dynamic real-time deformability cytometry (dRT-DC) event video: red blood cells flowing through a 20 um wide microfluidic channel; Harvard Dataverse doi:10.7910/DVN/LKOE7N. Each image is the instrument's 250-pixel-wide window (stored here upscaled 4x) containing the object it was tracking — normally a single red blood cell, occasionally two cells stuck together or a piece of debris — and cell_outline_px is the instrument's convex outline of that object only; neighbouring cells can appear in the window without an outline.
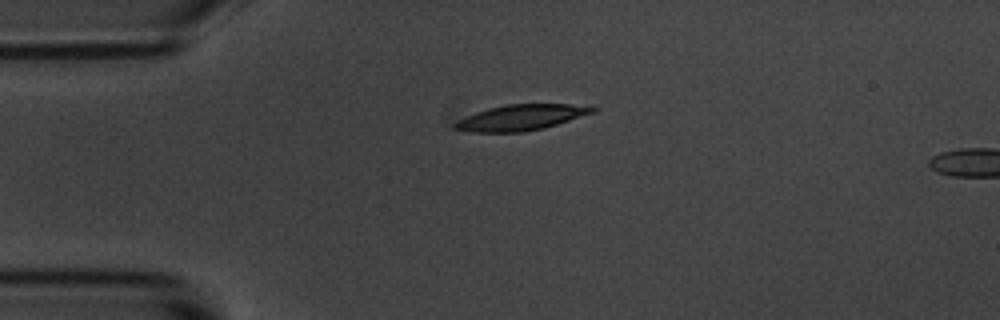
{"species": "common noctule bat (a hibernating species)", "species_latin": "Nyctalus noctula", "temperature_condition": "room temperature", "stored_images_in_passage": 2, "camera_frame_rate_fps": 3000, "um_per_image_px": 0.085, "animal": {"sex": "male", "body_mass_g": 20.1, "forearm_length_mm": 53.5}, "frame": {"image": 1, "passage_image": 1, "time_ms": 0.0, "image_size_px": [1000, 320], "cell_outline_px": [[600, 108], [596, 112], [544, 128], [520, 132], [472, 132], [452, 128], [452, 124], [456, 120], [476, 112], [488, 108], [508, 104], [568, 104]], "centroid_in_image_um": [44.27, 9.99], "position_along_channel_um": 40.7, "area_um2": 20.63}}